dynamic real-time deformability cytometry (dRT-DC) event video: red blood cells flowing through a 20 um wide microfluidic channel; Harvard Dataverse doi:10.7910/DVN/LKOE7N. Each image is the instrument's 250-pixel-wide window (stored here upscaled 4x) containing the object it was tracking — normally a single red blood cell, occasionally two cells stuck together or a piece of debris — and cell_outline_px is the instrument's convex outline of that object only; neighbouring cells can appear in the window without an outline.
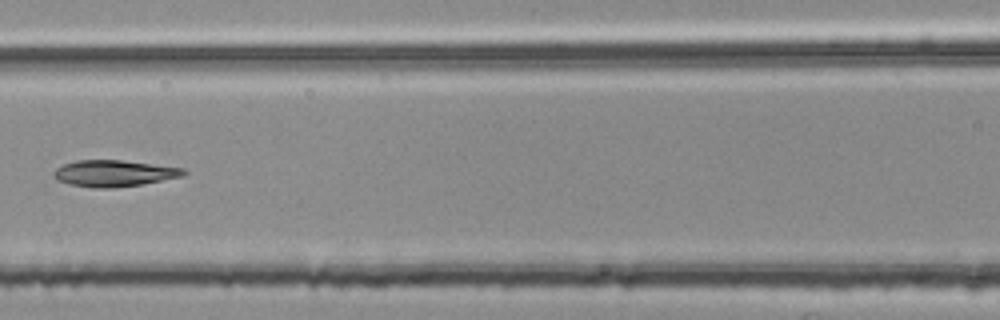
{"species": "common noctule bat (a hibernating species)", "species_latin": "Nyctalus noctula", "temperature_condition": "room temperature", "stored_images_in_passage": 5, "camera_frame_rate_fps": 3000, "um_per_image_px": 0.085, "animal": {"sex": "female", "body_mass_g": 25.1}, "frame": {"image": 1, "passage_image": 5, "time_ms": 1.333, "image_size_px": [1000, 320], "cell_outline_px": [[188, 172], [184, 176], [140, 184], [112, 188], [96, 188], [72, 184], [56, 180], [52, 176], [52, 172], [56, 168], [64, 164], [76, 160], [120, 160], [184, 168]], "centroid_in_image_um": [9.67, 14.73], "position_along_channel_um": 156.9, "area_um2": 19.88}}